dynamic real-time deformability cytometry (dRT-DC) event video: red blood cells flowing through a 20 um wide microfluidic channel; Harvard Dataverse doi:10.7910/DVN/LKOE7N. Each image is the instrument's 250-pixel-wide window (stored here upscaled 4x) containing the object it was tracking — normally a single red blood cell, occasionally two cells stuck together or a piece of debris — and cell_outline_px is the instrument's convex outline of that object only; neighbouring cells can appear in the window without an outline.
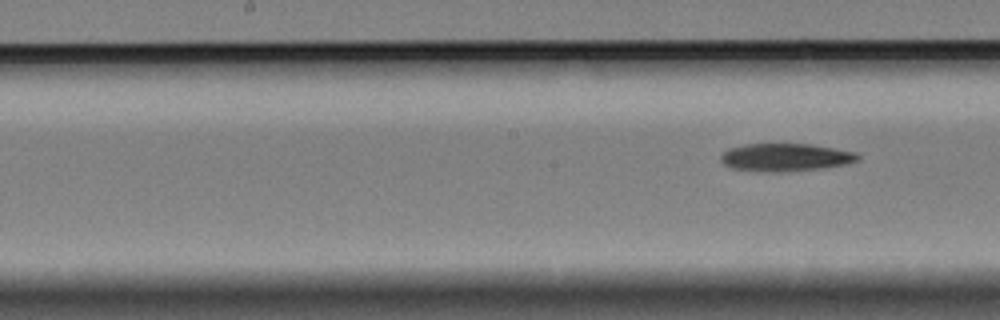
{"species": "Egyptian fruit bat (a non-hibernating species)", "species_latin": "Rousettus aegyptiacus", "temperature_condition": "cold", "stored_images_in_passage": 11, "segment_of_instrument_passage": [2, 2], "camera_frame_rate_fps": 3000, "um_per_image_px": 0.085, "animal": {"sex": "female"}, "frame": {"image": 1, "passage_image": 11, "time_ms": 13.333, "image_size_px": [1000, 320], "cell_outline_px": [[860, 160], [844, 164], [824, 168], [780, 172], [768, 172], [732, 168], [724, 164], [720, 160], [720, 156], [728, 148], [744, 144], [812, 144], [856, 152], [860, 156]], "centroid_in_image_um": [66.77, 13.37], "position_along_channel_um": 181.4, "area_um2": 22.25}}